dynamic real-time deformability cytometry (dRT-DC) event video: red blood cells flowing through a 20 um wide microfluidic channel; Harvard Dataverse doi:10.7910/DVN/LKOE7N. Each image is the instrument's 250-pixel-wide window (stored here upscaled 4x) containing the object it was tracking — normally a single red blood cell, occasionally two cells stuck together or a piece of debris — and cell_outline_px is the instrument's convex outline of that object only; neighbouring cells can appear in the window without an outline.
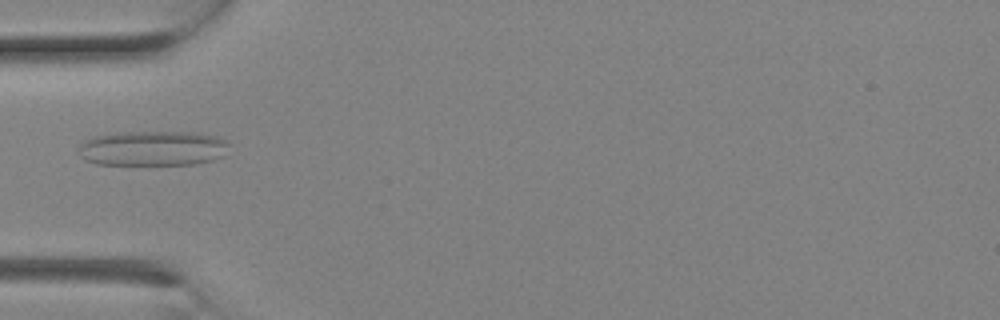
{"species": "Egyptian fruit bat (a non-hibernating species)", "species_latin": "Rousettus aegyptiacus", "temperature_condition": "room temperature", "stored_images_in_passage": 1, "camera_frame_rate_fps": 3000, "um_per_image_px": 0.085, "animal": {"sex": "female"}, "frame": {"image": 1, "passage_image": 1, "time_ms": 0.0, "image_size_px": [1000, 320], "cell_outline_px": [[232, 144], [224, 156], [212, 160], [196, 164], [96, 164], [84, 160], [80, 156], [80, 144], [84, 140], [92, 136], [120, 132], [188, 132], [216, 136], [228, 140]], "centroid_in_image_um": [13.02, 12.6], "position_along_channel_um": 72.0, "area_um2": 30.98}}